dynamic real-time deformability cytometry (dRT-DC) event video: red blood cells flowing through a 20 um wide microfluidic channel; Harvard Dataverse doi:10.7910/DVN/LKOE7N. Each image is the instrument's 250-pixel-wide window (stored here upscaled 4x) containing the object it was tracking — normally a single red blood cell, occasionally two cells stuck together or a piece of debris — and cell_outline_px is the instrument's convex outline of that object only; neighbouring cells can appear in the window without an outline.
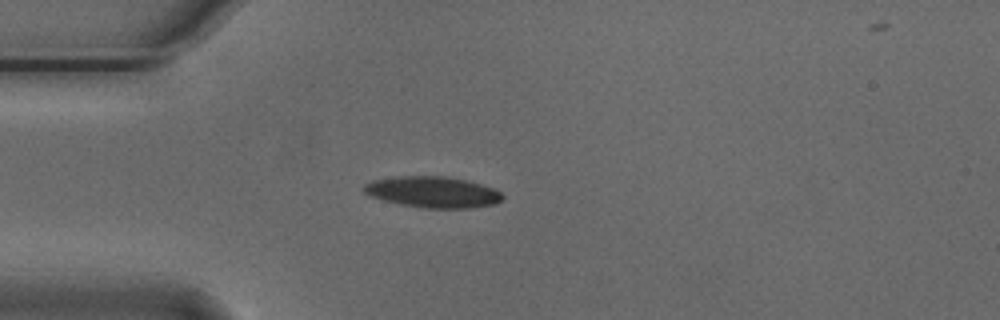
{"species": "Egyptian fruit bat (a non-hibernating species)", "species_latin": "Rousettus aegyptiacus", "temperature_condition": "cold", "stored_images_in_passage": 48, "camera_frame_rate_fps": 3000, "um_per_image_px": 0.085, "animal": {"sex": "male"}, "frame": {"image": 1, "passage_image": 8, "time_ms": 2.333, "image_size_px": [1000, 320], "cell_outline_px": [[504, 196], [496, 204], [468, 208], [424, 208], [400, 204], [384, 200], [372, 196], [364, 192], [364, 184], [372, 180], [404, 176], [444, 176], [464, 180], [480, 184], [492, 188], [500, 192]], "centroid_in_image_um": [36.79, 16.33], "position_along_channel_um": 48.2, "area_um2": 24.8}}
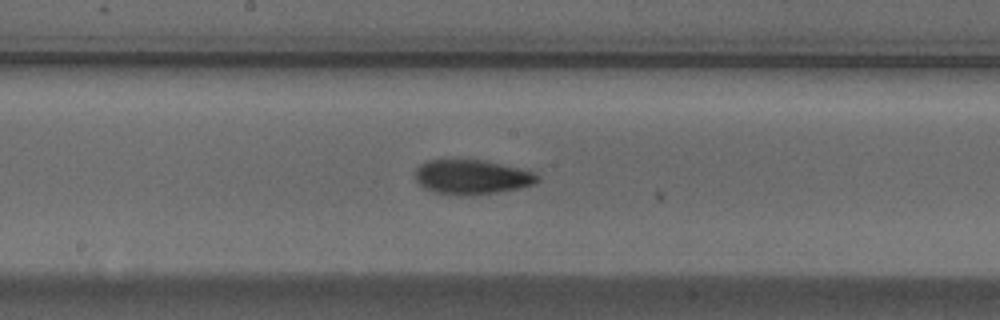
{"frame": {"image": 2, "passage_image": 22, "time_ms": 7.0, "image_size_px": [1000, 320], "cell_outline_px": [[540, 180], [536, 184], [520, 188], [496, 192], [468, 196], [436, 192], [424, 188], [416, 180], [416, 168], [420, 164], [428, 160], [484, 160], [532, 172], [540, 176]], "centroid_in_image_um": [40.11, 15.05], "position_along_channel_um": 208.1, "area_um2": 24.39}}
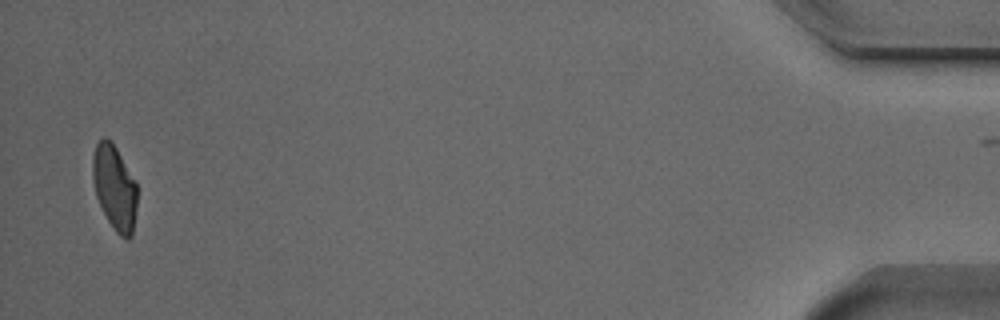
{"frame": {"image": 3, "passage_image": 47, "time_ms": 15.333, "image_size_px": [1000, 320], "cell_outline_px": [[136, 212], [132, 236], [128, 240], [120, 236], [116, 232], [108, 220], [96, 196], [92, 176], [92, 156], [96, 144], [104, 136], [112, 140], [136, 180]], "centroid_in_image_um": [9.74, 15.91], "position_along_channel_um": 425.5, "area_um2": 22.2}, "authors_computed_cell_mechanics": {"area_um2": 23.7558, "velocity_mm_per_s": 3.7117, "shape_relaxation_time_tau1_ms": 7.1984, "shape_relaxation_time_tau2_ms": 4.4922, "deformation_change_tau1": 0.1762, "deformation_change_tau2": 0.1049}}